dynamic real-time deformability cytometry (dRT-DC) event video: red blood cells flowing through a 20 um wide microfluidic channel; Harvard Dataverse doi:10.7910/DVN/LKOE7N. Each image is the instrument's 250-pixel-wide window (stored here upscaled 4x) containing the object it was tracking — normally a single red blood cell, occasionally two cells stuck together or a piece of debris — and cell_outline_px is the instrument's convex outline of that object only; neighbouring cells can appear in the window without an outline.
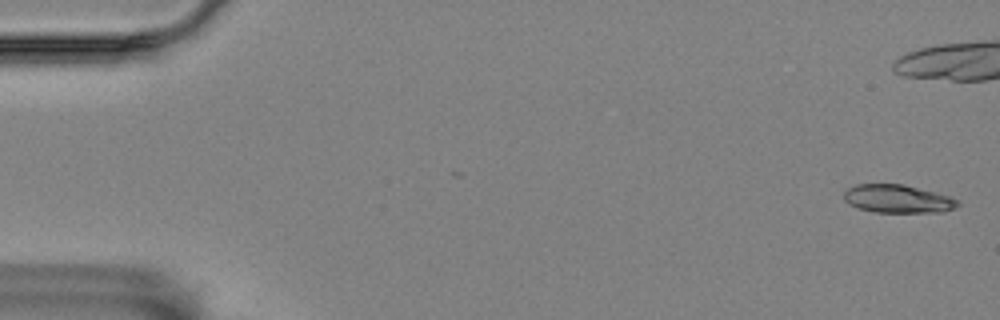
{"species": "Egyptian fruit bat (a non-hibernating species)", "species_latin": "Rousettus aegyptiacus", "temperature_condition": "room temperature", "stored_images_in_passage": 58, "camera_frame_rate_fps": 3000, "um_per_image_px": 0.085, "animal": {"sex": "female"}, "frame": {"image": 1, "passage_image": 2, "time_ms": 0.333, "image_size_px": [1000, 320], "cell_outline_px": [[960, 204], [956, 208], [944, 212], [876, 212], [860, 208], [848, 204], [844, 200], [844, 192], [848, 188], [856, 184], [904, 184], [948, 196], [956, 200]], "centroid_in_image_um": [76.29, 16.9], "position_along_channel_um": 8.7, "area_um2": 18.55}}
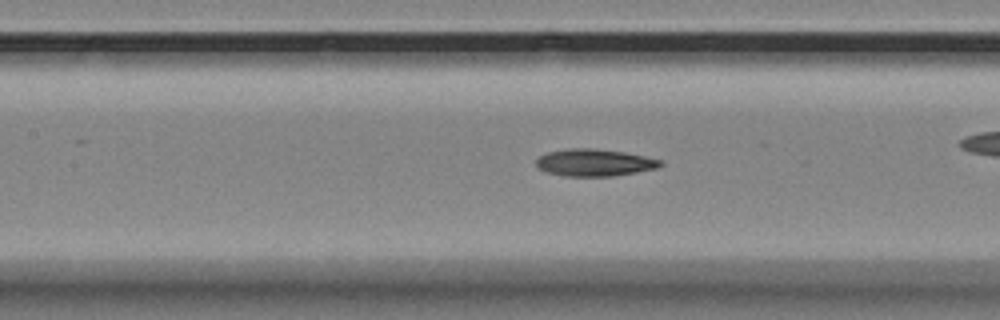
{"frame": {"image": 2, "passage_image": 26, "time_ms": 8.333, "image_size_px": [1000, 320], "cell_outline_px": [[664, 164], [656, 168], [636, 172], [612, 176], [564, 176], [544, 172], [536, 164], [536, 160], [540, 156], [548, 152], [572, 148], [592, 148], [624, 152], [664, 160]], "centroid_in_image_um": [50.54, 13.82], "position_along_channel_um": 156.9, "area_um2": 19.59}}
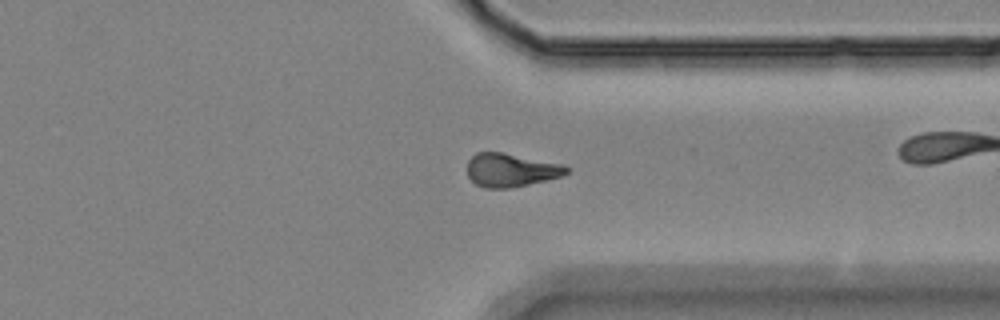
{"frame": {"image": 3, "passage_image": 44, "time_ms": 14.333, "image_size_px": [1000, 320], "cell_outline_px": [[572, 168], [568, 172], [560, 176], [528, 184], [508, 188], [484, 188], [476, 184], [468, 176], [468, 160], [476, 152], [500, 152], [564, 164]], "centroid_in_image_um": [43.43, 14.45], "position_along_channel_um": 368.0, "area_um2": 19.19}}